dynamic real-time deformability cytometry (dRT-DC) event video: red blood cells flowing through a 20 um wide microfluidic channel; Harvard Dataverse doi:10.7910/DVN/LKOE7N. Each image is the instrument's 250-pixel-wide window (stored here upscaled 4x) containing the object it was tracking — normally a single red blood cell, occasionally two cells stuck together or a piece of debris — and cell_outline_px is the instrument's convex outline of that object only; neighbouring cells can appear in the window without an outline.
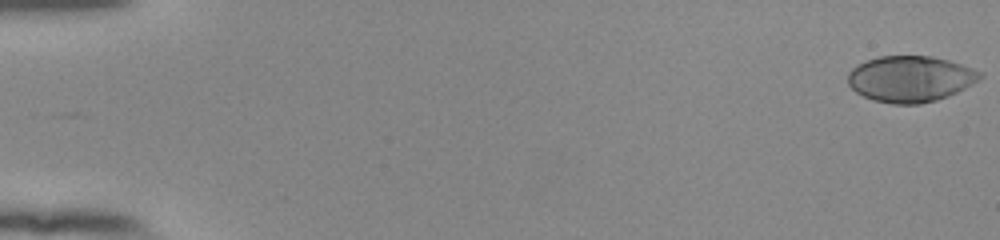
{"species": "human", "species_latin": "Homo sapiens", "temperature_condition": "room temperature", "stored_images_in_passage": 54, "camera_frame_rate_fps": 3000, "um_per_image_px": 0.085, "donor": {"sex": "female"}, "frame": {"image": 1, "passage_image": 1, "time_ms": 0.0, "image_size_px": [1000, 240], "cell_outline_px": [[984, 76], [972, 84], [948, 96], [936, 100], [920, 104], [892, 104], [872, 100], [856, 92], [848, 84], [848, 72], [856, 64], [880, 56], [932, 56], [948, 60], [972, 68], [980, 72]], "centroid_in_image_um": [77.35, 6.71], "position_along_channel_um": 7.6, "area_um2": 35.43}}
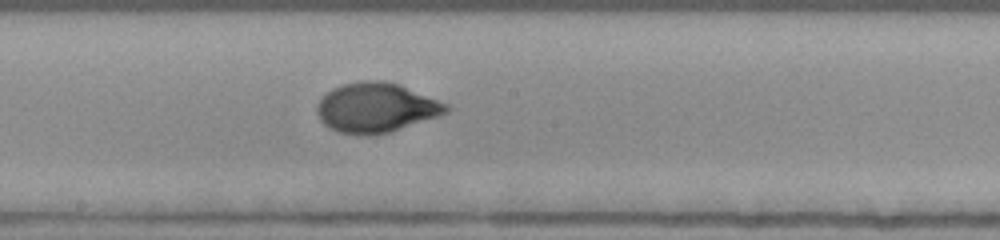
{"frame": {"image": 2, "passage_image": 31, "time_ms": 10.0, "image_size_px": [1000, 240], "cell_outline_px": [[452, 108], [448, 112], [388, 132], [368, 136], [360, 136], [340, 132], [324, 124], [320, 120], [316, 112], [316, 104], [320, 96], [332, 88], [344, 84], [360, 80], [384, 80], [400, 84], [448, 104]], "centroid_in_image_um": [31.92, 9.13], "position_along_channel_um": 216.3, "area_um2": 37.51}}
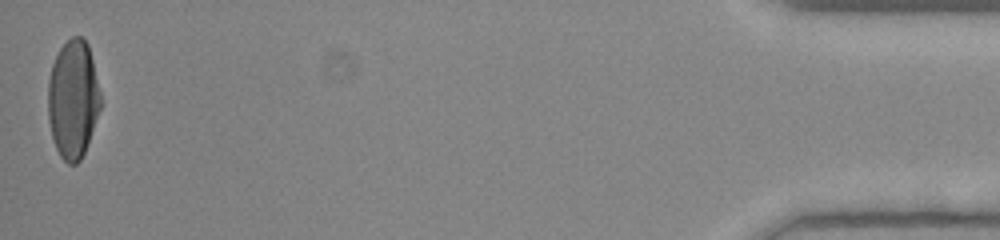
{"frame": {"image": 3, "passage_image": 54, "time_ms": 17.667, "image_size_px": [1000, 240], "cell_outline_px": [[100, 108], [84, 152], [80, 160], [76, 164], [68, 164], [60, 156], [56, 148], [52, 136], [48, 120], [48, 80], [52, 64], [60, 48], [72, 36], [80, 36], [88, 44], [100, 92]], "centroid_in_image_um": [6.19, 8.43], "position_along_channel_um": 429.0, "area_um2": 35.89}, "authors_computed_cell_mechanics": {"area_um2": 35.9805, "velocity_mm_per_s": 3.8917, "shape_relaxation_time_tau1_ms": 3.7768, "shape_relaxation_time_tau2_ms": null, "deformation_change_tau1": 0.2018, "deformation_change_tau2": null}}